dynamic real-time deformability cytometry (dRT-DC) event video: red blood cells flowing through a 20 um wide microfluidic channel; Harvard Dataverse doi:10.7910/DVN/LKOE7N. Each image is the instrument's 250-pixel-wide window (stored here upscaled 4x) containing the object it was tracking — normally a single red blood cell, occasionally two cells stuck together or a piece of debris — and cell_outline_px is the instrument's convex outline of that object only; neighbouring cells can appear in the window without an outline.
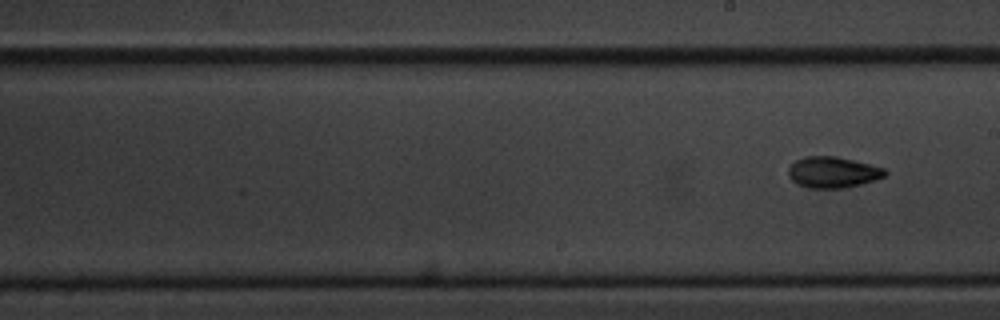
{"species": "common noctule bat (a hibernating species)", "species_latin": "Nyctalus noctula", "temperature_condition": "cold", "stored_images_in_passage": 10, "segment_of_instrument_passage": [2, 2], "camera_frame_rate_fps": 3000, "um_per_image_px": 0.085, "animal": {"sex": "male", "body_mass_g": 20.1, "forearm_length_mm": 53.5}, "frame": {"image": 1, "passage_image": 10, "time_ms": 11.333, "image_size_px": [1000, 320], "cell_outline_px": [[888, 172], [884, 176], [876, 180], [844, 188], [808, 188], [796, 184], [788, 176], [788, 168], [796, 160], [804, 156], [836, 156], [884, 168]], "centroid_in_image_um": [70.76, 14.65], "position_along_channel_um": 218.2, "area_um2": 17.51}}